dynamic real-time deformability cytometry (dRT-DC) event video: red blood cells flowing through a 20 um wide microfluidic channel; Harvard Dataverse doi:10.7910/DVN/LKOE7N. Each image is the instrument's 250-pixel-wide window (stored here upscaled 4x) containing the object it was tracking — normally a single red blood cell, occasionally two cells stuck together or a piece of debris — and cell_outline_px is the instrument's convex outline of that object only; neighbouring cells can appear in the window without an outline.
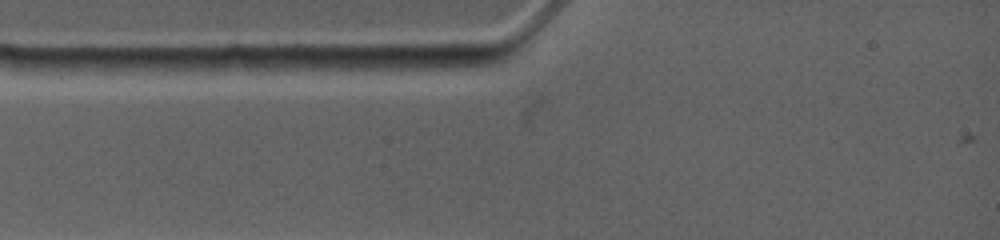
{"species": "common noctule bat (a hibernating species)", "species_latin": "Nyctalus noctula", "temperature_condition": "warm", "stored_images_in_passage": 2, "camera_frame_rate_fps": 4500, "um_per_image_px": 0.085, "animal": {"sex": "female", "body_mass_g": 19.0, "forearm_length_mm": 53.3}, "frame": {"image": 1, "passage_image": 1, "time_ms": 0.0, "image_size_px": [1000, 240], "cell_outline_px": [[492, 60], [488, 64], [460, 68], [400, 72], [360, 68], [360, 64], [384, 56], [480, 56]], "centroid_in_image_um": [35.98, 5.35], "position_along_channel_um": 49.0, "area_um2": 11.44}}